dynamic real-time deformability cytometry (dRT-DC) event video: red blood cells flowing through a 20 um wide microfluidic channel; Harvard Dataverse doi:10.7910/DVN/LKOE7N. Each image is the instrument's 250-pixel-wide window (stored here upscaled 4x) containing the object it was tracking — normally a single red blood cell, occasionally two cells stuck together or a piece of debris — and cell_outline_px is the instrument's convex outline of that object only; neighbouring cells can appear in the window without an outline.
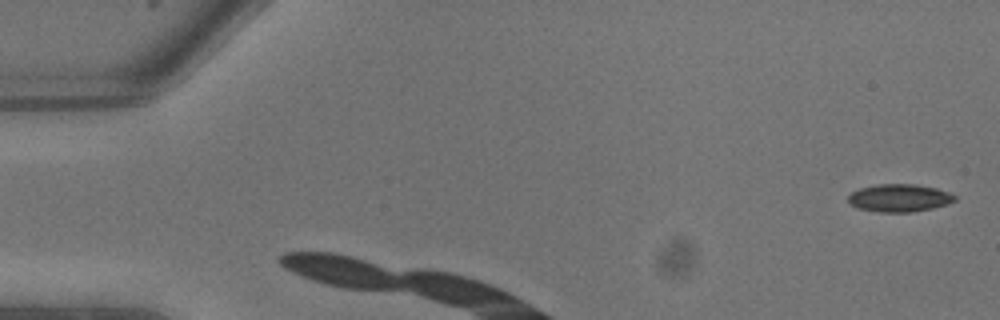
{"species": "common noctule bat (a hibernating species)", "species_latin": "Nyctalus noctula", "temperature_condition": "warm", "stored_images_in_passage": 3, "camera_frame_rate_fps": 3000, "um_per_image_px": 0.085, "animal": {"sex": "male", "body_mass_g": 13.3}, "frame": {"image": 1, "passage_image": 1, "time_ms": 0.0, "image_size_px": [1000, 320], "cell_outline_px": [[956, 200], [948, 204], [932, 208], [912, 212], [880, 212], [856, 208], [848, 200], [848, 196], [852, 192], [860, 188], [876, 184], [916, 184], [936, 188], [948, 192], [956, 196]], "centroid_in_image_um": [76.45, 16.82], "position_along_channel_um": 8.6, "area_um2": 17.22}}